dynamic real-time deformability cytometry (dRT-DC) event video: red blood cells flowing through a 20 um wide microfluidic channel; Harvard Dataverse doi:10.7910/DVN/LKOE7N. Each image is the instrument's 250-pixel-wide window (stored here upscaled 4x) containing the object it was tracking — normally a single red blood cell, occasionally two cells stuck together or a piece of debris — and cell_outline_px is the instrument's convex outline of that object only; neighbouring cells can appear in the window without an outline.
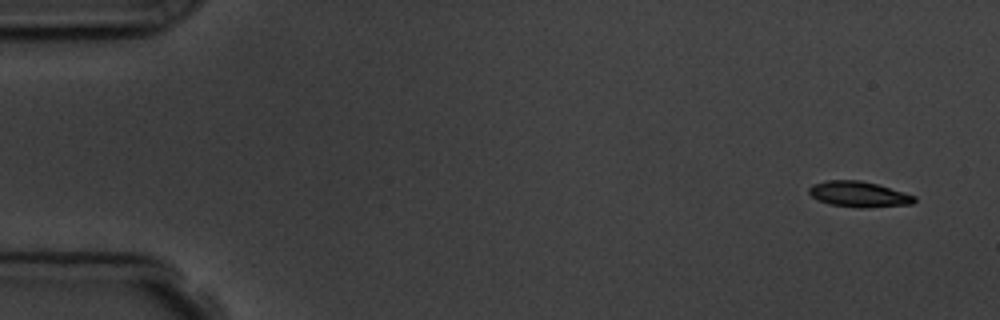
{"species": "common noctule bat (a hibernating species)", "species_latin": "Nyctalus noctula", "temperature_condition": "room temperature", "stored_images_in_passage": 6, "camera_frame_rate_fps": 3000, "um_per_image_px": 0.085, "animal": {"sex": "male", "body_mass_g": 19.5, "forearm_length_mm": 54.6}, "frame": {"image": 1, "passage_image": 1, "time_ms": 0.0, "image_size_px": [1000, 320], "cell_outline_px": [[916, 200], [912, 204], [864, 208], [860, 208], [828, 204], [816, 200], [808, 192], [808, 188], [812, 184], [828, 180], [860, 180], [876, 184], [916, 196]], "centroid_in_image_um": [72.96, 16.51], "position_along_channel_um": 12.0, "area_um2": 15.78}}
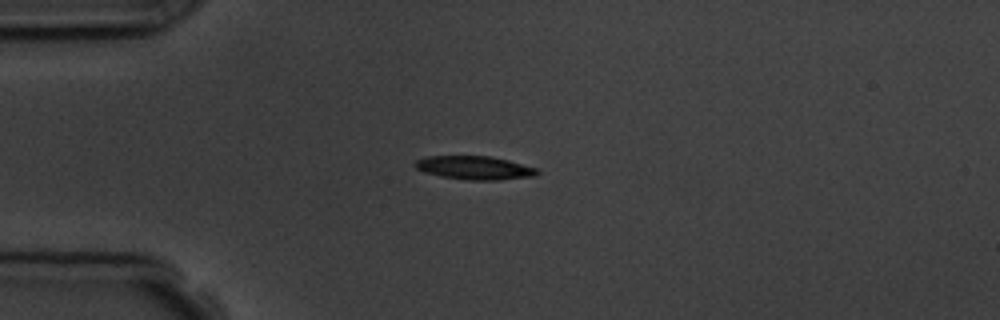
{"frame": {"image": 2, "passage_image": 4, "time_ms": 3.667, "image_size_px": [1000, 320], "cell_outline_px": [[540, 172], [536, 176], [500, 180], [468, 180], [440, 176], [424, 172], [416, 168], [416, 160], [424, 156], [488, 156], [508, 160], [540, 168]], "centroid_in_image_um": [40.4, 14.26], "position_along_channel_um": 44.6, "area_um2": 16.88}}